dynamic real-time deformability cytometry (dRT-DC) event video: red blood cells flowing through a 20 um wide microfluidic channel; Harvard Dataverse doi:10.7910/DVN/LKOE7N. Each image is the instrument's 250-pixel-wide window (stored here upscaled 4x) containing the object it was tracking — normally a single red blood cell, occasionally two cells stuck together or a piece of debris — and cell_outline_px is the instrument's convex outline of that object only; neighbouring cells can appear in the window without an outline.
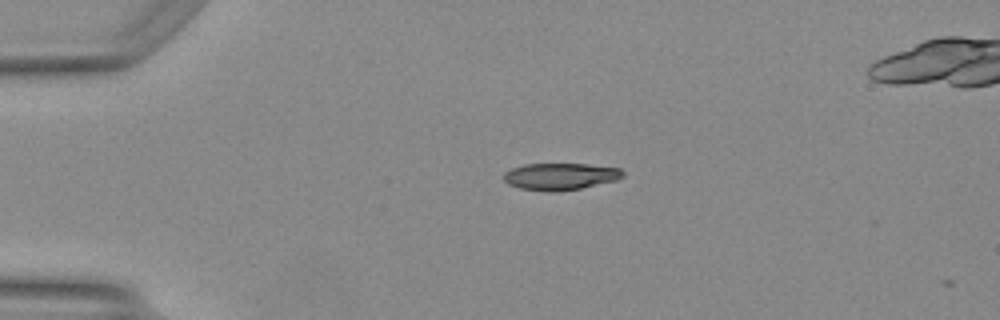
{"species": "Egyptian fruit bat (a non-hibernating species)", "species_latin": "Rousettus aegyptiacus", "temperature_condition": "warm", "stored_images_in_passage": 6, "camera_frame_rate_fps": 3000, "um_per_image_px": 0.085, "animal": {"sex": "female"}, "frame": {"image": 1, "passage_image": 1, "time_ms": 0.0, "image_size_px": [1000, 320], "cell_outline_px": [[624, 176], [616, 180], [580, 188], [556, 192], [548, 192], [520, 188], [508, 184], [504, 180], [504, 172], [512, 168], [524, 164], [588, 164], [620, 168], [624, 172]], "centroid_in_image_um": [47.62, 14.99], "position_along_channel_um": 37.4, "area_um2": 18.67}}